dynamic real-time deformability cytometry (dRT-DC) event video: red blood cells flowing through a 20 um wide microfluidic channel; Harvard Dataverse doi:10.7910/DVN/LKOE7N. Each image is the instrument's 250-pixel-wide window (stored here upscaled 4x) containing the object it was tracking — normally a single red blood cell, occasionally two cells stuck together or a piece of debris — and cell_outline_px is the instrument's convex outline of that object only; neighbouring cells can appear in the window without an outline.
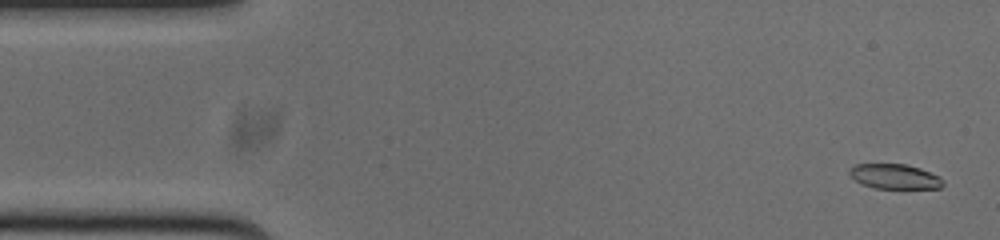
{"species": "common noctule bat (a hibernating species)", "species_latin": "Nyctalus noctula", "temperature_condition": "cold", "stored_images_in_passage": 53, "camera_frame_rate_fps": 3000, "um_per_image_px": 0.085, "animal": {"sex": "male", "body_mass_g": 20.0, "forearm_length_mm": 53.3}, "frame": {"image": 1, "passage_image": 2, "time_ms": 0.333, "image_size_px": [1000, 240], "cell_outline_px": [[944, 184], [940, 188], [872, 188], [860, 184], [848, 172], [848, 168], [856, 164], [904, 164], [920, 168], [940, 176], [944, 180]], "centroid_in_image_um": [76.04, 15.0], "position_along_channel_um": 9.0, "area_um2": 13.64}}
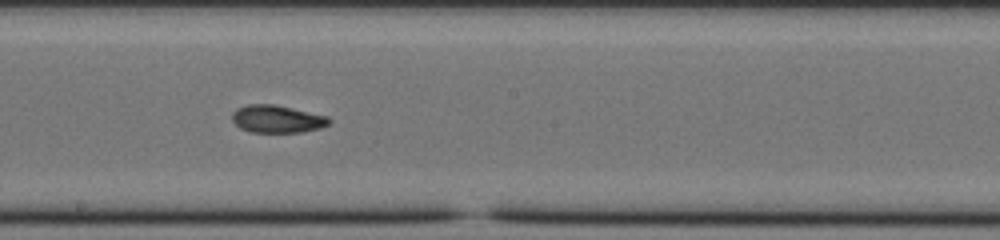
{"frame": {"image": 2, "passage_image": 28, "time_ms": 9.0, "image_size_px": [1000, 240], "cell_outline_px": [[332, 120], [328, 124], [320, 128], [300, 132], [252, 132], [240, 128], [232, 120], [232, 112], [236, 108], [248, 104], [276, 104], [328, 116]], "centroid_in_image_um": [23.55, 10.1], "position_along_channel_um": 224.7, "area_um2": 15.66}}
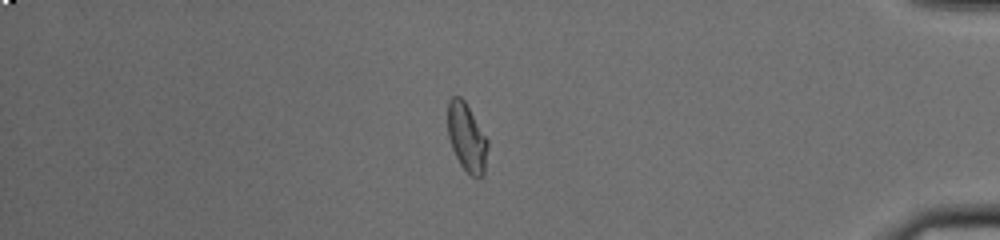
{"frame": {"image": 3, "passage_image": 45, "time_ms": 14.667, "image_size_px": [1000, 240], "cell_outline_px": [[488, 148], [484, 172], [480, 180], [476, 180], [460, 164], [452, 148], [448, 136], [448, 104], [452, 96], [460, 96], [464, 100], [488, 140]], "centroid_in_image_um": [39.69, 11.72], "position_along_channel_um": 395.5, "area_um2": 15.84}, "authors_computed_cell_mechanics": {"area_um2": 15.606, "velocity_mm_per_s": 3.7623, "shape_relaxation_time_tau1_ms": null, "shape_relaxation_time_tau2_ms": 3.2136, "deformation_change_tau1": null, "deformation_change_tau2": 0.0783}}